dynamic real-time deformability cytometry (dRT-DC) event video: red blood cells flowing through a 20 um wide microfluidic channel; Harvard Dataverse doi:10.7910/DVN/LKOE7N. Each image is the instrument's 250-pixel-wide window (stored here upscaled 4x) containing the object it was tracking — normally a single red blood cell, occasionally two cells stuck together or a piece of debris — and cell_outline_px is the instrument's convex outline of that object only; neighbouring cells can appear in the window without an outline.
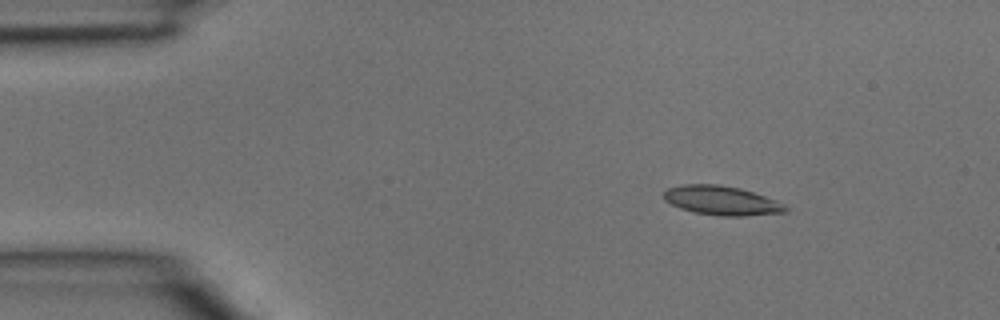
{"species": "common noctule bat (a hibernating species)", "species_latin": "Nyctalus noctula", "temperature_condition": "room temperature", "stored_images_in_passage": 3, "camera_frame_rate_fps": 3000, "um_per_image_px": 0.085, "animal": {"sex": "male", "body_mass_g": 15.6}, "frame": {"image": 1, "passage_image": 1, "time_ms": 0.0, "image_size_px": [1000, 320], "cell_outline_px": [[788, 212], [744, 216], [720, 216], [692, 212], [680, 208], [664, 200], [664, 192], [668, 188], [680, 184], [720, 184], [740, 188], [764, 196], [784, 204], [788, 208]], "centroid_in_image_um": [61.32, 17.04], "position_along_channel_um": 23.7, "area_um2": 20.75}}
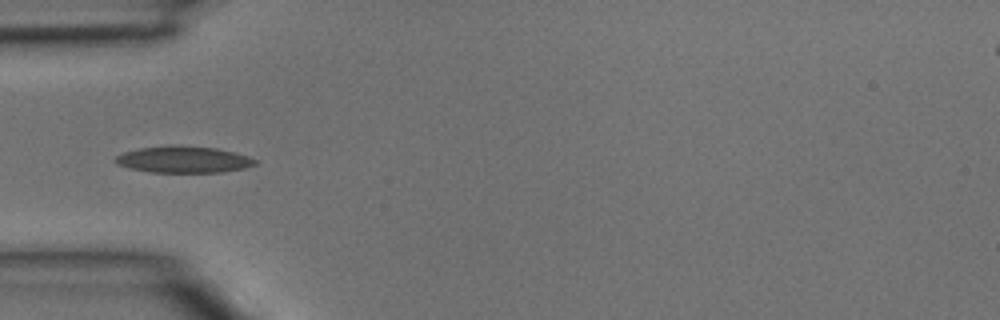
{"frame": {"image": 2, "passage_image": 3, "time_ms": 0.667, "image_size_px": [1000, 320], "cell_outline_px": [[260, 164], [244, 168], [224, 172], [152, 172], [132, 168], [116, 164], [112, 160], [116, 156], [124, 152], [140, 148], [168, 144], [180, 144], [216, 148], [236, 152], [248, 156], [256, 160]], "centroid_in_image_um": [15.63, 13.54], "position_along_channel_um": 69.4, "area_um2": 22.02}}